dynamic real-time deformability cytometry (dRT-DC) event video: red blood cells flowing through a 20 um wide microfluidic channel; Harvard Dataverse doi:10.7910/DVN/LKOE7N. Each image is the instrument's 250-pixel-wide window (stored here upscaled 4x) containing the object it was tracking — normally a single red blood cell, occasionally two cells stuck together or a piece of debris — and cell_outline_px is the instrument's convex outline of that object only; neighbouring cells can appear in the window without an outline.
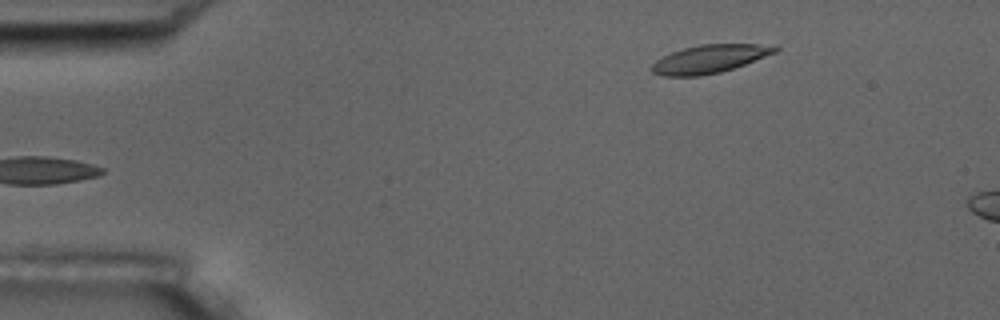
{"species": "common noctule bat (a hibernating species)", "species_latin": "Nyctalus noctula", "temperature_condition": "room temperature", "stored_images_in_passage": 6, "camera_frame_rate_fps": 3000, "um_per_image_px": 0.085, "animal": {"sex": "male", "body_mass_g": 17.5, "forearm_length_mm": 52.3}, "frame": {"image": 1, "passage_image": 6, "time_ms": 5.667, "image_size_px": [1000, 320], "cell_outline_px": [[780, 48], [776, 52], [744, 64], [720, 72], [700, 76], [664, 76], [652, 72], [648, 68], [656, 60], [672, 52], [684, 48], [700, 44], [756, 44]], "centroid_in_image_um": [60.24, 5.02], "position_along_channel_um": 24.8, "area_um2": 19.94}}